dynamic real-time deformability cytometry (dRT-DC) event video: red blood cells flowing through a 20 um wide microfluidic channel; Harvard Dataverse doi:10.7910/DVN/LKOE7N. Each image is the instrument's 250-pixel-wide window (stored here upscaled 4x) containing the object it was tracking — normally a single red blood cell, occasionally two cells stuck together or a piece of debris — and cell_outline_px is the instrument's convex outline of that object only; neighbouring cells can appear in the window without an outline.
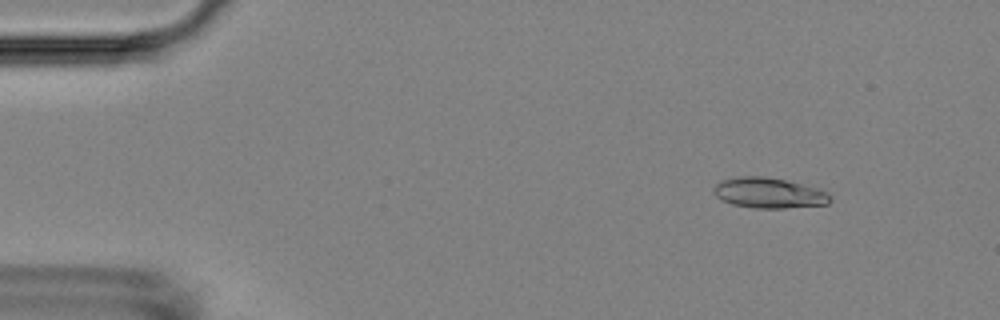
{"species": "Egyptian fruit bat (a non-hibernating species)", "species_latin": "Rousettus aegyptiacus", "temperature_condition": "room temperature", "stored_images_in_passage": 5, "camera_frame_rate_fps": 3000, "um_per_image_px": 0.085, "animal": {"sex": "female"}, "frame": {"image": 1, "passage_image": 2, "time_ms": 1.333, "image_size_px": [1000, 320], "cell_outline_px": [[832, 200], [828, 204], [784, 208], [756, 208], [732, 204], [716, 196], [712, 192], [712, 188], [720, 180], [740, 176], [764, 176], [804, 184], [820, 188], [828, 192], [832, 196]], "centroid_in_image_um": [65.38, 16.39], "position_along_channel_um": 19.6, "area_um2": 20.87}}
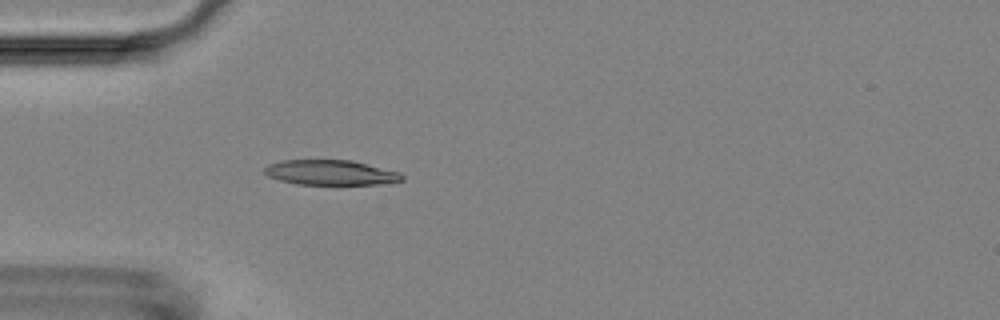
{"frame": {"image": 2, "passage_image": 5, "time_ms": 4.667, "image_size_px": [1000, 320], "cell_outline_px": [[404, 180], [376, 184], [296, 184], [280, 180], [268, 176], [264, 172], [264, 168], [268, 164], [280, 160], [352, 160], [400, 172], [404, 176]], "centroid_in_image_um": [28.09, 14.66], "position_along_channel_um": 56.9, "area_um2": 20.0}}